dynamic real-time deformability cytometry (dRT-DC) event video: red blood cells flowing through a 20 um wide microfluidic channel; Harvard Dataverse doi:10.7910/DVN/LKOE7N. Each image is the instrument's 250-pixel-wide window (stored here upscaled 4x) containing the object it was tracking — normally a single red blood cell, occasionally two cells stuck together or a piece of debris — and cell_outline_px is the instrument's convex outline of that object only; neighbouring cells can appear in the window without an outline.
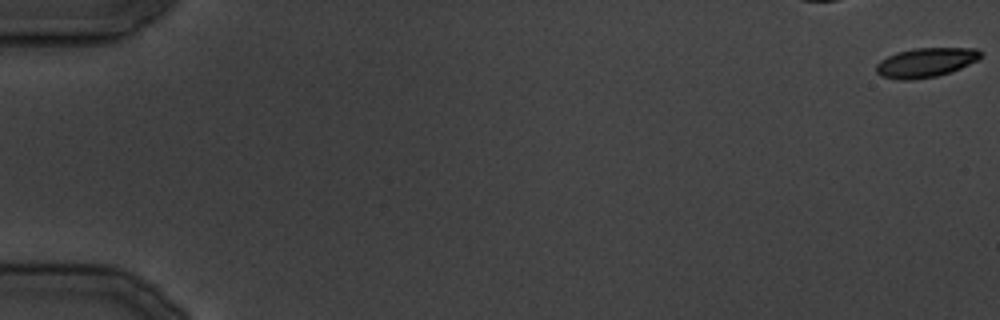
{"species": "common noctule bat (a hibernating species)", "species_latin": "Nyctalus noctula", "temperature_condition": "cold", "stored_images_in_passage": 6, "camera_frame_rate_fps": 3000, "um_per_image_px": 0.085, "animal": {"sex": "male", "body_mass_g": 19.5, "forearm_length_mm": 54.6}, "frame": {"image": 1, "passage_image": 1, "time_ms": 0.0, "image_size_px": [1000, 320], "cell_outline_px": [[980, 56], [976, 60], [960, 68], [936, 76], [908, 80], [896, 80], [880, 76], [876, 72], [876, 64], [880, 60], [896, 52], [916, 48], [976, 48], [980, 52]], "centroid_in_image_um": [78.61, 5.32], "position_along_channel_um": 6.4, "area_um2": 17.69}}